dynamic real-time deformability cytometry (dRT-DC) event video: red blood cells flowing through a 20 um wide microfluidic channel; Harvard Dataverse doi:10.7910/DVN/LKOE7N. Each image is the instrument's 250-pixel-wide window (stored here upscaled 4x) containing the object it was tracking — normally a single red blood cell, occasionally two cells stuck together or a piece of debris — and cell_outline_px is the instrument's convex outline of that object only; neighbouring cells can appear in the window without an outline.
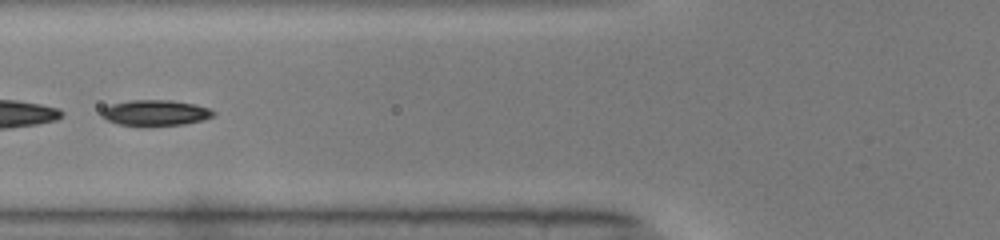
{"species": "common noctule bat (a hibernating species)", "species_latin": "Nyctalus noctula", "temperature_condition": "warm", "stored_images_in_passage": 39, "camera_frame_rate_fps": 3000, "um_per_image_px": 0.085, "animal": {"sex": "male", "body_mass_g": 19.0, "forearm_length_mm": 50.8}, "frame": {"image": 1, "passage_image": 15, "time_ms": 4.667, "image_size_px": [1000, 240], "cell_outline_px": [[216, 112], [212, 116], [200, 120], [184, 124], [140, 128], [120, 124], [108, 120], [100, 116], [100, 112], [104, 108], [112, 104], [132, 100], [172, 100], [196, 104], [208, 108]], "centroid_in_image_um": [13.17, 9.61], "position_along_channel_um": 112.6, "area_um2": 17.11}}
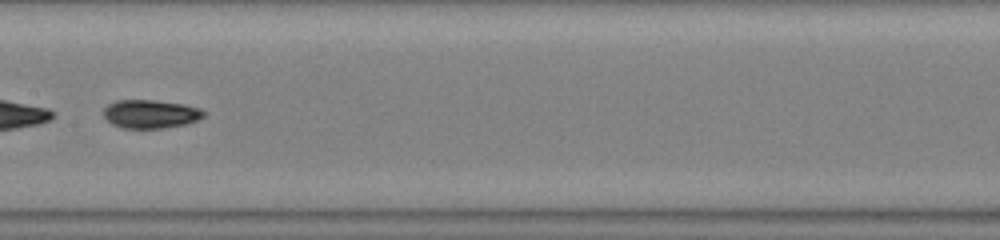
{"frame": {"image": 2, "passage_image": 21, "time_ms": 6.667, "image_size_px": [1000, 240], "cell_outline_px": [[204, 116], [196, 120], [184, 124], [160, 128], [124, 128], [112, 124], [104, 116], [104, 108], [108, 104], [116, 100], [156, 100], [184, 104], [200, 108], [204, 112]], "centroid_in_image_um": [12.77, 9.67], "position_along_channel_um": 194.6, "area_um2": 16.47}}
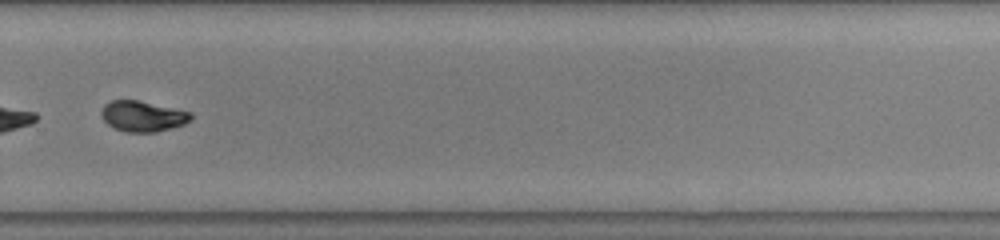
{"frame": {"image": 3, "passage_image": 30, "time_ms": 9.667, "image_size_px": [1000, 240], "cell_outline_px": [[192, 120], [184, 124], [156, 132], [128, 132], [116, 128], [108, 124], [100, 116], [100, 112], [104, 104], [112, 100], [140, 100], [192, 112]], "centroid_in_image_um": [12.14, 9.86], "position_along_channel_um": 317.7, "area_um2": 16.07}, "authors_computed_cell_mechanics": {"area_um2": 16.473, "velocity_mm_per_s": 4.1037, "shape_relaxation_time_tau1_ms": 3.9706, "shape_relaxation_time_tau2_ms": 1.6051, "deformation_change_tau1": 0.1676, "deformation_change_tau2": 0.0572}}